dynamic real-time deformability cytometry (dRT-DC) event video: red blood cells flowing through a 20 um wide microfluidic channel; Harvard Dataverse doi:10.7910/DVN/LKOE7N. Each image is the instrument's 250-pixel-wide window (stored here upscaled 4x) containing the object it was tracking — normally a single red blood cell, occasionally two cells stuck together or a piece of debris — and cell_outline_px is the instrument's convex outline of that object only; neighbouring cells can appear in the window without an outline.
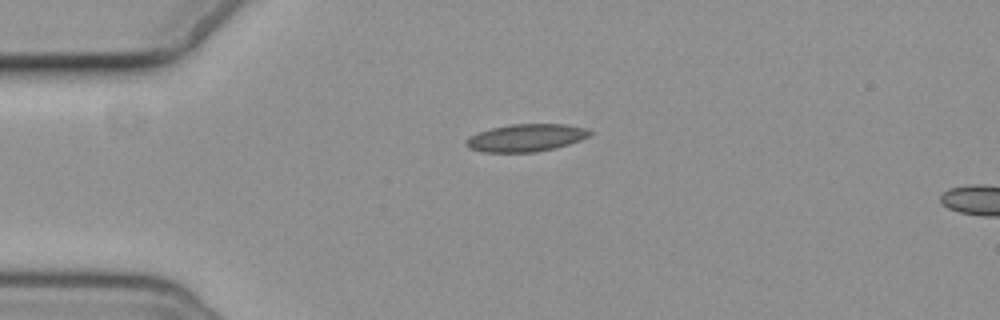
{"species": "common noctule bat (a hibernating species)", "species_latin": "Nyctalus noctula", "temperature_condition": "cold", "stored_images_in_passage": 2, "camera_frame_rate_fps": 3000, "um_per_image_px": 0.085, "animal": {"sex": "female", "body_mass_g": 19.3, "forearm_length_mm": 54.1}, "frame": {"image": 1, "passage_image": 1, "time_ms": 0.0, "image_size_px": [1000, 320], "cell_outline_px": [[592, 132], [588, 136], [580, 140], [556, 148], [536, 152], [484, 152], [468, 148], [464, 144], [464, 140], [468, 136], [492, 128], [512, 124], [564, 124], [584, 128]], "centroid_in_image_um": [44.66, 11.72], "position_along_channel_um": 40.3, "area_um2": 19.77}}